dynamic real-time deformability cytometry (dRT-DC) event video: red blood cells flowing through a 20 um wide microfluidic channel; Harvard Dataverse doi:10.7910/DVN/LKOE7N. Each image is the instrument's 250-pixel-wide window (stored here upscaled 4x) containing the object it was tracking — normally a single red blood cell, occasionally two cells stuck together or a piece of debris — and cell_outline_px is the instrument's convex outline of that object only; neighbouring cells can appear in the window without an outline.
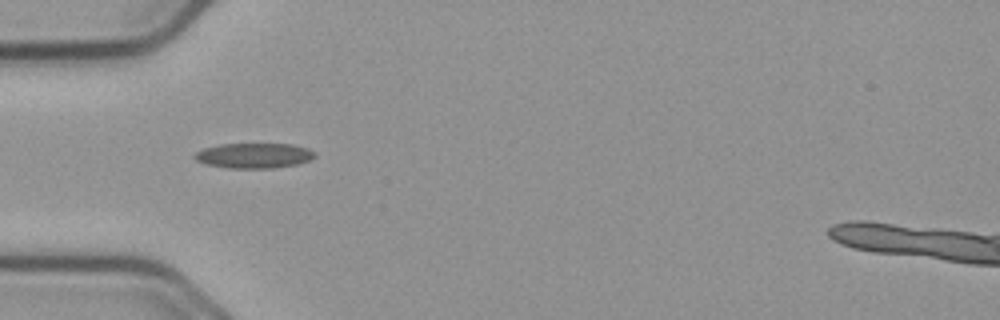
{"species": "common noctule bat (a hibernating species)", "species_latin": "Nyctalus noctula", "temperature_condition": "cold", "stored_images_in_passage": 39, "camera_frame_rate_fps": 3000, "um_per_image_px": 0.085, "animal": {"sex": "male", "body_mass_g": 23.1, "forearm_length_mm": 52.7}, "frame": {"image": 1, "passage_image": 1, "time_ms": 0.0, "image_size_px": [1000, 320], "cell_outline_px": [[316, 156], [308, 160], [296, 164], [272, 168], [228, 168], [208, 164], [196, 160], [192, 156], [196, 152], [204, 148], [220, 144], [292, 144], [308, 148], [316, 152]], "centroid_in_image_um": [21.59, 13.22], "position_along_channel_um": 63.4, "area_um2": 17.51}}
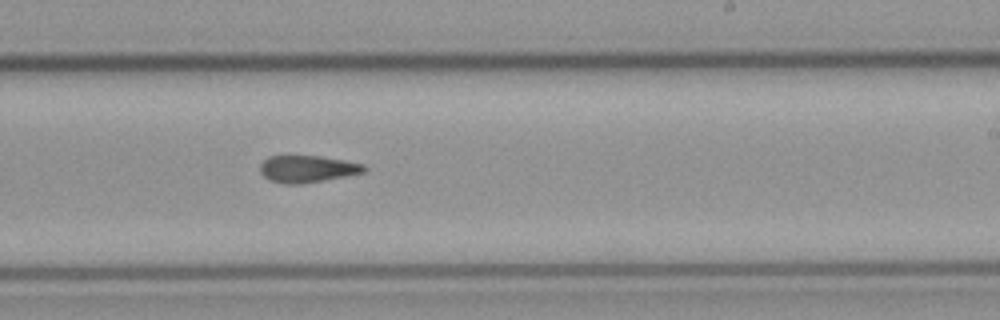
{"frame": {"image": 2, "passage_image": 17, "time_ms": 5.333, "image_size_px": [1000, 320], "cell_outline_px": [[368, 168], [364, 172], [304, 184], [284, 184], [268, 180], [260, 172], [260, 164], [268, 156], [320, 156], [344, 160], [364, 164]], "centroid_in_image_um": [26.11, 14.36], "position_along_channel_um": 262.9, "area_um2": 16.42}}
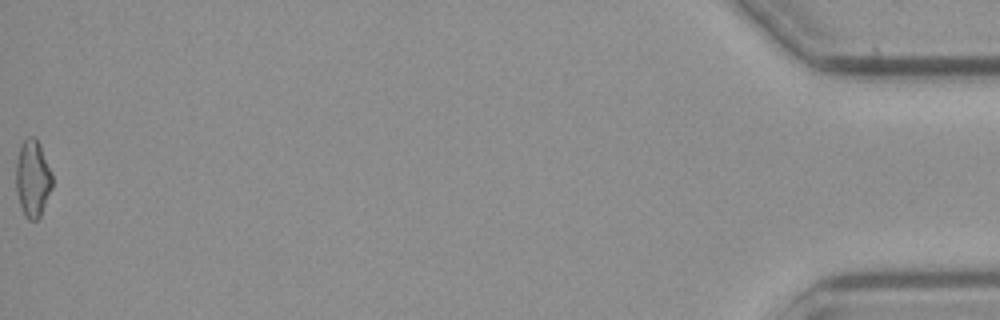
{"frame": {"image": 3, "passage_image": 39, "time_ms": 12.667, "image_size_px": [1000, 320], "cell_outline_px": [[52, 188], [40, 216], [36, 220], [28, 220], [24, 216], [20, 204], [16, 188], [16, 164], [20, 148], [24, 140], [28, 136], [32, 136], [40, 144], [52, 172]], "centroid_in_image_um": [2.79, 15.18], "position_along_channel_um": 432.4, "area_um2": 16.18}, "authors_computed_cell_mechanics": {"area_um2": 16.2996, "velocity_mm_per_s": 3.7527, "shape_relaxation_time_tau1_ms": null, "shape_relaxation_time_tau2_ms": 5.8955, "deformation_change_tau1": null, "deformation_change_tau2": 0.1396}}